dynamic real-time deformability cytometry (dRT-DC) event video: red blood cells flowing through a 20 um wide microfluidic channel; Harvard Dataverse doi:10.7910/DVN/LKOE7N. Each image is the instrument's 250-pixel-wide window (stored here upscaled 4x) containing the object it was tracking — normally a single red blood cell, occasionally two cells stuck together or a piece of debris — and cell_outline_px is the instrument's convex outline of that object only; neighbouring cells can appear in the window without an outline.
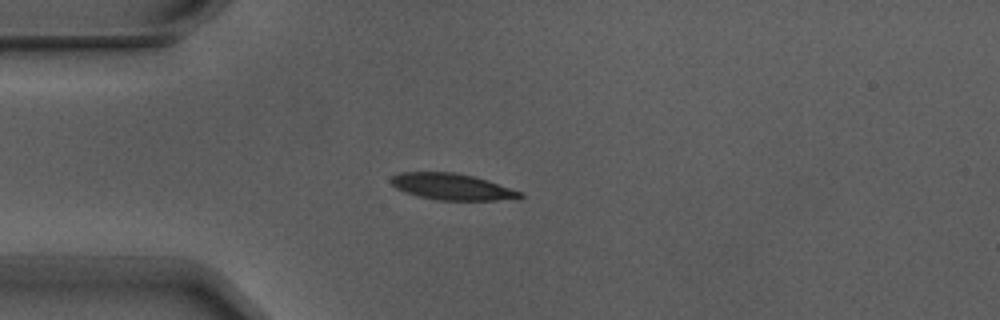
{"species": "Egyptian fruit bat (a non-hibernating species)", "species_latin": "Rousettus aegyptiacus", "temperature_condition": "warm", "stored_images_in_passage": 5, "camera_frame_rate_fps": 3000, "um_per_image_px": 0.085, "animal": {"sex": "male"}, "frame": {"image": 1, "passage_image": 2, "time_ms": 0.333, "image_size_px": [1000, 320], "cell_outline_px": [[524, 196], [516, 200], [436, 200], [404, 192], [396, 188], [388, 180], [392, 176], [400, 172], [456, 172], [488, 180], [524, 192]], "centroid_in_image_um": [38.46, 15.87], "position_along_channel_um": 46.5, "area_um2": 20.11}}
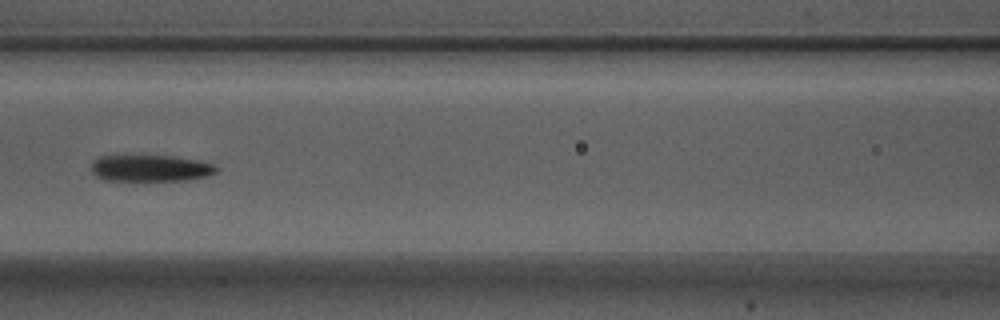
{"frame": {"image": 2, "passage_image": 5, "time_ms": 1.333, "image_size_px": [1000, 320], "cell_outline_px": [[216, 172], [204, 176], [188, 180], [104, 180], [96, 176], [92, 172], [92, 160], [100, 156], [172, 156], [200, 160], [212, 164], [216, 168]], "centroid_in_image_um": [12.75, 14.29], "position_along_channel_um": 153.8, "area_um2": 19.13}}